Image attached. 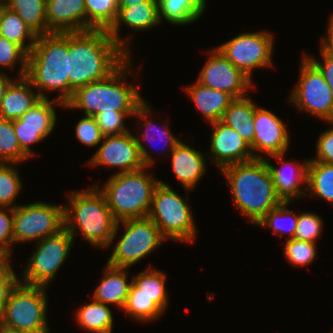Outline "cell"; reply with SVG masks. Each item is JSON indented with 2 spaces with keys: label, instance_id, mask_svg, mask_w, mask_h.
Instances as JSON below:
<instances>
[{
  "label": "cell",
  "instance_id": "cell-53",
  "mask_svg": "<svg viewBox=\"0 0 333 333\" xmlns=\"http://www.w3.org/2000/svg\"><path fill=\"white\" fill-rule=\"evenodd\" d=\"M9 0H0V6H6Z\"/></svg>",
  "mask_w": 333,
  "mask_h": 333
},
{
  "label": "cell",
  "instance_id": "cell-36",
  "mask_svg": "<svg viewBox=\"0 0 333 333\" xmlns=\"http://www.w3.org/2000/svg\"><path fill=\"white\" fill-rule=\"evenodd\" d=\"M289 202H282L278 207L267 213L256 225L263 228H271L274 234L282 236L287 234L289 239L294 238L298 215L294 211L288 210L286 207ZM287 222V225L285 224Z\"/></svg>",
  "mask_w": 333,
  "mask_h": 333
},
{
  "label": "cell",
  "instance_id": "cell-42",
  "mask_svg": "<svg viewBox=\"0 0 333 333\" xmlns=\"http://www.w3.org/2000/svg\"><path fill=\"white\" fill-rule=\"evenodd\" d=\"M323 219L314 213H302L298 215L295 239L316 243L322 232Z\"/></svg>",
  "mask_w": 333,
  "mask_h": 333
},
{
  "label": "cell",
  "instance_id": "cell-22",
  "mask_svg": "<svg viewBox=\"0 0 333 333\" xmlns=\"http://www.w3.org/2000/svg\"><path fill=\"white\" fill-rule=\"evenodd\" d=\"M171 155L176 178L187 192L193 190L206 171L204 155L182 141L171 151Z\"/></svg>",
  "mask_w": 333,
  "mask_h": 333
},
{
  "label": "cell",
  "instance_id": "cell-4",
  "mask_svg": "<svg viewBox=\"0 0 333 333\" xmlns=\"http://www.w3.org/2000/svg\"><path fill=\"white\" fill-rule=\"evenodd\" d=\"M25 77L41 98H47L46 91L58 90L60 95L56 100L63 105L69 101L68 33L37 36L28 54Z\"/></svg>",
  "mask_w": 333,
  "mask_h": 333
},
{
  "label": "cell",
  "instance_id": "cell-44",
  "mask_svg": "<svg viewBox=\"0 0 333 333\" xmlns=\"http://www.w3.org/2000/svg\"><path fill=\"white\" fill-rule=\"evenodd\" d=\"M8 209V210H7ZM14 208L0 207V246L12 252Z\"/></svg>",
  "mask_w": 333,
  "mask_h": 333
},
{
  "label": "cell",
  "instance_id": "cell-9",
  "mask_svg": "<svg viewBox=\"0 0 333 333\" xmlns=\"http://www.w3.org/2000/svg\"><path fill=\"white\" fill-rule=\"evenodd\" d=\"M124 233L107 261L113 267L129 268L149 255L166 240L158 226L147 216L118 221Z\"/></svg>",
  "mask_w": 333,
  "mask_h": 333
},
{
  "label": "cell",
  "instance_id": "cell-1",
  "mask_svg": "<svg viewBox=\"0 0 333 333\" xmlns=\"http://www.w3.org/2000/svg\"><path fill=\"white\" fill-rule=\"evenodd\" d=\"M129 57L107 30L68 32L69 100L76 89L109 77Z\"/></svg>",
  "mask_w": 333,
  "mask_h": 333
},
{
  "label": "cell",
  "instance_id": "cell-8",
  "mask_svg": "<svg viewBox=\"0 0 333 333\" xmlns=\"http://www.w3.org/2000/svg\"><path fill=\"white\" fill-rule=\"evenodd\" d=\"M148 217L166 240L192 243L196 239L197 230L189 205L162 180L154 189Z\"/></svg>",
  "mask_w": 333,
  "mask_h": 333
},
{
  "label": "cell",
  "instance_id": "cell-35",
  "mask_svg": "<svg viewBox=\"0 0 333 333\" xmlns=\"http://www.w3.org/2000/svg\"><path fill=\"white\" fill-rule=\"evenodd\" d=\"M87 30H109L118 15V0H84Z\"/></svg>",
  "mask_w": 333,
  "mask_h": 333
},
{
  "label": "cell",
  "instance_id": "cell-33",
  "mask_svg": "<svg viewBox=\"0 0 333 333\" xmlns=\"http://www.w3.org/2000/svg\"><path fill=\"white\" fill-rule=\"evenodd\" d=\"M146 101H144L136 111H114L113 112H100L94 117L96 119L97 125L99 126L103 136L121 135L129 132L128 128L125 126V118L127 116L141 117L143 120H148L150 109Z\"/></svg>",
  "mask_w": 333,
  "mask_h": 333
},
{
  "label": "cell",
  "instance_id": "cell-18",
  "mask_svg": "<svg viewBox=\"0 0 333 333\" xmlns=\"http://www.w3.org/2000/svg\"><path fill=\"white\" fill-rule=\"evenodd\" d=\"M210 124L212 125L210 158L220 170L231 164L254 159L251 147L233 128L221 120Z\"/></svg>",
  "mask_w": 333,
  "mask_h": 333
},
{
  "label": "cell",
  "instance_id": "cell-43",
  "mask_svg": "<svg viewBox=\"0 0 333 333\" xmlns=\"http://www.w3.org/2000/svg\"><path fill=\"white\" fill-rule=\"evenodd\" d=\"M75 131L76 138L88 147L97 146L102 142L103 135L93 116L85 115L81 118L75 127Z\"/></svg>",
  "mask_w": 333,
  "mask_h": 333
},
{
  "label": "cell",
  "instance_id": "cell-29",
  "mask_svg": "<svg viewBox=\"0 0 333 333\" xmlns=\"http://www.w3.org/2000/svg\"><path fill=\"white\" fill-rule=\"evenodd\" d=\"M77 324L92 333H112L113 315L109 306L93 300L76 313Z\"/></svg>",
  "mask_w": 333,
  "mask_h": 333
},
{
  "label": "cell",
  "instance_id": "cell-45",
  "mask_svg": "<svg viewBox=\"0 0 333 333\" xmlns=\"http://www.w3.org/2000/svg\"><path fill=\"white\" fill-rule=\"evenodd\" d=\"M329 130L321 133L317 141L316 158H311L313 161L333 164V122Z\"/></svg>",
  "mask_w": 333,
  "mask_h": 333
},
{
  "label": "cell",
  "instance_id": "cell-6",
  "mask_svg": "<svg viewBox=\"0 0 333 333\" xmlns=\"http://www.w3.org/2000/svg\"><path fill=\"white\" fill-rule=\"evenodd\" d=\"M147 168L116 172L99 189L117 221L148 216L153 192L160 180L148 174Z\"/></svg>",
  "mask_w": 333,
  "mask_h": 333
},
{
  "label": "cell",
  "instance_id": "cell-52",
  "mask_svg": "<svg viewBox=\"0 0 333 333\" xmlns=\"http://www.w3.org/2000/svg\"><path fill=\"white\" fill-rule=\"evenodd\" d=\"M0 333H21V332L9 330L7 328L0 326Z\"/></svg>",
  "mask_w": 333,
  "mask_h": 333
},
{
  "label": "cell",
  "instance_id": "cell-11",
  "mask_svg": "<svg viewBox=\"0 0 333 333\" xmlns=\"http://www.w3.org/2000/svg\"><path fill=\"white\" fill-rule=\"evenodd\" d=\"M72 235L64 228L59 233L37 242V247L23 273V284L47 286L54 279L58 269L70 254L74 242Z\"/></svg>",
  "mask_w": 333,
  "mask_h": 333
},
{
  "label": "cell",
  "instance_id": "cell-37",
  "mask_svg": "<svg viewBox=\"0 0 333 333\" xmlns=\"http://www.w3.org/2000/svg\"><path fill=\"white\" fill-rule=\"evenodd\" d=\"M29 157L21 150L13 121L0 118V163L19 164Z\"/></svg>",
  "mask_w": 333,
  "mask_h": 333
},
{
  "label": "cell",
  "instance_id": "cell-21",
  "mask_svg": "<svg viewBox=\"0 0 333 333\" xmlns=\"http://www.w3.org/2000/svg\"><path fill=\"white\" fill-rule=\"evenodd\" d=\"M121 24L137 31L157 26L160 24L158 0H148L141 4H130V7L118 9L116 21L108 30V33L130 55V42L126 38L122 40L119 36Z\"/></svg>",
  "mask_w": 333,
  "mask_h": 333
},
{
  "label": "cell",
  "instance_id": "cell-41",
  "mask_svg": "<svg viewBox=\"0 0 333 333\" xmlns=\"http://www.w3.org/2000/svg\"><path fill=\"white\" fill-rule=\"evenodd\" d=\"M28 54L17 44L0 36V67L15 68L16 62L20 61L18 77L26 75Z\"/></svg>",
  "mask_w": 333,
  "mask_h": 333
},
{
  "label": "cell",
  "instance_id": "cell-13",
  "mask_svg": "<svg viewBox=\"0 0 333 333\" xmlns=\"http://www.w3.org/2000/svg\"><path fill=\"white\" fill-rule=\"evenodd\" d=\"M273 35L269 32H246L216 48L252 80V70L272 65Z\"/></svg>",
  "mask_w": 333,
  "mask_h": 333
},
{
  "label": "cell",
  "instance_id": "cell-19",
  "mask_svg": "<svg viewBox=\"0 0 333 333\" xmlns=\"http://www.w3.org/2000/svg\"><path fill=\"white\" fill-rule=\"evenodd\" d=\"M47 34L87 30L84 0H46Z\"/></svg>",
  "mask_w": 333,
  "mask_h": 333
},
{
  "label": "cell",
  "instance_id": "cell-34",
  "mask_svg": "<svg viewBox=\"0 0 333 333\" xmlns=\"http://www.w3.org/2000/svg\"><path fill=\"white\" fill-rule=\"evenodd\" d=\"M122 310L138 321L151 322L159 319L164 311L152 300V298L138 293V288L132 283Z\"/></svg>",
  "mask_w": 333,
  "mask_h": 333
},
{
  "label": "cell",
  "instance_id": "cell-49",
  "mask_svg": "<svg viewBox=\"0 0 333 333\" xmlns=\"http://www.w3.org/2000/svg\"><path fill=\"white\" fill-rule=\"evenodd\" d=\"M2 73L0 72V104L4 97L5 91L9 87L10 83L13 81L12 78H9L7 74L5 75L4 72Z\"/></svg>",
  "mask_w": 333,
  "mask_h": 333
},
{
  "label": "cell",
  "instance_id": "cell-27",
  "mask_svg": "<svg viewBox=\"0 0 333 333\" xmlns=\"http://www.w3.org/2000/svg\"><path fill=\"white\" fill-rule=\"evenodd\" d=\"M206 0H158L159 20L174 25H187L203 14Z\"/></svg>",
  "mask_w": 333,
  "mask_h": 333
},
{
  "label": "cell",
  "instance_id": "cell-7",
  "mask_svg": "<svg viewBox=\"0 0 333 333\" xmlns=\"http://www.w3.org/2000/svg\"><path fill=\"white\" fill-rule=\"evenodd\" d=\"M46 288L18 282L5 303L0 326L21 333H49Z\"/></svg>",
  "mask_w": 333,
  "mask_h": 333
},
{
  "label": "cell",
  "instance_id": "cell-47",
  "mask_svg": "<svg viewBox=\"0 0 333 333\" xmlns=\"http://www.w3.org/2000/svg\"><path fill=\"white\" fill-rule=\"evenodd\" d=\"M320 53L322 55L323 63L317 59L312 58V56L307 55L306 57L318 68L322 73L324 80L330 87L333 93V57L326 55L321 49Z\"/></svg>",
  "mask_w": 333,
  "mask_h": 333
},
{
  "label": "cell",
  "instance_id": "cell-10",
  "mask_svg": "<svg viewBox=\"0 0 333 333\" xmlns=\"http://www.w3.org/2000/svg\"><path fill=\"white\" fill-rule=\"evenodd\" d=\"M64 229V205L34 202L14 208L13 239L38 242Z\"/></svg>",
  "mask_w": 333,
  "mask_h": 333
},
{
  "label": "cell",
  "instance_id": "cell-50",
  "mask_svg": "<svg viewBox=\"0 0 333 333\" xmlns=\"http://www.w3.org/2000/svg\"><path fill=\"white\" fill-rule=\"evenodd\" d=\"M9 257L10 254L3 247L0 246V271L4 270L9 264H11L9 262Z\"/></svg>",
  "mask_w": 333,
  "mask_h": 333
},
{
  "label": "cell",
  "instance_id": "cell-38",
  "mask_svg": "<svg viewBox=\"0 0 333 333\" xmlns=\"http://www.w3.org/2000/svg\"><path fill=\"white\" fill-rule=\"evenodd\" d=\"M14 163H0V207L15 208L14 201L22 189L21 178Z\"/></svg>",
  "mask_w": 333,
  "mask_h": 333
},
{
  "label": "cell",
  "instance_id": "cell-48",
  "mask_svg": "<svg viewBox=\"0 0 333 333\" xmlns=\"http://www.w3.org/2000/svg\"><path fill=\"white\" fill-rule=\"evenodd\" d=\"M328 35L321 38V50L328 56L333 57V16L330 17L328 24Z\"/></svg>",
  "mask_w": 333,
  "mask_h": 333
},
{
  "label": "cell",
  "instance_id": "cell-32",
  "mask_svg": "<svg viewBox=\"0 0 333 333\" xmlns=\"http://www.w3.org/2000/svg\"><path fill=\"white\" fill-rule=\"evenodd\" d=\"M166 275L160 270L147 268L132 279V283L138 288V293L150 298L165 312L168 305V293L165 287Z\"/></svg>",
  "mask_w": 333,
  "mask_h": 333
},
{
  "label": "cell",
  "instance_id": "cell-26",
  "mask_svg": "<svg viewBox=\"0 0 333 333\" xmlns=\"http://www.w3.org/2000/svg\"><path fill=\"white\" fill-rule=\"evenodd\" d=\"M257 105L247 97L234 99L225 110L222 122L233 128L251 146L255 128L253 118Z\"/></svg>",
  "mask_w": 333,
  "mask_h": 333
},
{
  "label": "cell",
  "instance_id": "cell-17",
  "mask_svg": "<svg viewBox=\"0 0 333 333\" xmlns=\"http://www.w3.org/2000/svg\"><path fill=\"white\" fill-rule=\"evenodd\" d=\"M253 123L255 134L253 144L250 147L254 158H263L260 155L261 152H266L272 156L288 151L290 135L285 122L283 123L277 115L268 109L257 106Z\"/></svg>",
  "mask_w": 333,
  "mask_h": 333
},
{
  "label": "cell",
  "instance_id": "cell-39",
  "mask_svg": "<svg viewBox=\"0 0 333 333\" xmlns=\"http://www.w3.org/2000/svg\"><path fill=\"white\" fill-rule=\"evenodd\" d=\"M143 126L146 127V130L144 131V133L141 135L142 138H138L136 137L137 139V143H138V147H139V151H140V156H141V159H142V162L145 166H151L153 165L155 162L154 158L152 157V155H150V152L147 150V148L145 147V145H143L141 139L143 140H146L149 139V136H150V139H152V137H154V132H151V135H150V131H155L156 129L157 130V136L159 137V139H166V143H167V146H169L168 148H163L161 151L162 154H164L163 152H165V150L167 149L168 151L170 150V152L177 146V144L181 141L180 139H178L177 137H175L171 131L168 129V127H164V130L161 131L160 128H158L157 126L158 125H154V122L152 120L149 119L148 122H144L143 123ZM157 127V128H156ZM155 139V138H153ZM157 139V138H156ZM155 139V140H156ZM165 149V150H164Z\"/></svg>",
  "mask_w": 333,
  "mask_h": 333
},
{
  "label": "cell",
  "instance_id": "cell-40",
  "mask_svg": "<svg viewBox=\"0 0 333 333\" xmlns=\"http://www.w3.org/2000/svg\"><path fill=\"white\" fill-rule=\"evenodd\" d=\"M316 243L295 238L288 239L284 248V254L289 263L305 266L312 263L316 256Z\"/></svg>",
  "mask_w": 333,
  "mask_h": 333
},
{
  "label": "cell",
  "instance_id": "cell-30",
  "mask_svg": "<svg viewBox=\"0 0 333 333\" xmlns=\"http://www.w3.org/2000/svg\"><path fill=\"white\" fill-rule=\"evenodd\" d=\"M305 188L310 194L333 204V164L309 160Z\"/></svg>",
  "mask_w": 333,
  "mask_h": 333
},
{
  "label": "cell",
  "instance_id": "cell-46",
  "mask_svg": "<svg viewBox=\"0 0 333 333\" xmlns=\"http://www.w3.org/2000/svg\"><path fill=\"white\" fill-rule=\"evenodd\" d=\"M19 278L9 264L4 270L0 271V320L3 315L4 306L8 300L11 290L19 282Z\"/></svg>",
  "mask_w": 333,
  "mask_h": 333
},
{
  "label": "cell",
  "instance_id": "cell-12",
  "mask_svg": "<svg viewBox=\"0 0 333 333\" xmlns=\"http://www.w3.org/2000/svg\"><path fill=\"white\" fill-rule=\"evenodd\" d=\"M299 81L290 96L293 103L301 111L309 112L329 123L333 122V93L322 73L306 57L302 58Z\"/></svg>",
  "mask_w": 333,
  "mask_h": 333
},
{
  "label": "cell",
  "instance_id": "cell-28",
  "mask_svg": "<svg viewBox=\"0 0 333 333\" xmlns=\"http://www.w3.org/2000/svg\"><path fill=\"white\" fill-rule=\"evenodd\" d=\"M0 36L19 45L27 54L35 45L37 35L26 25L17 13L3 6L0 12ZM25 40H30L28 44Z\"/></svg>",
  "mask_w": 333,
  "mask_h": 333
},
{
  "label": "cell",
  "instance_id": "cell-51",
  "mask_svg": "<svg viewBox=\"0 0 333 333\" xmlns=\"http://www.w3.org/2000/svg\"><path fill=\"white\" fill-rule=\"evenodd\" d=\"M148 0H118V8L130 7V4H141Z\"/></svg>",
  "mask_w": 333,
  "mask_h": 333
},
{
  "label": "cell",
  "instance_id": "cell-20",
  "mask_svg": "<svg viewBox=\"0 0 333 333\" xmlns=\"http://www.w3.org/2000/svg\"><path fill=\"white\" fill-rule=\"evenodd\" d=\"M284 154L286 153L270 156L282 161L280 168L272 166L268 157L265 160L271 172L277 196L282 202H291V200L299 198V196L302 197L308 194V192L303 190L304 188H301V184L307 186L309 159H305L303 160L304 163L299 164L283 160ZM288 169L290 170L288 171Z\"/></svg>",
  "mask_w": 333,
  "mask_h": 333
},
{
  "label": "cell",
  "instance_id": "cell-23",
  "mask_svg": "<svg viewBox=\"0 0 333 333\" xmlns=\"http://www.w3.org/2000/svg\"><path fill=\"white\" fill-rule=\"evenodd\" d=\"M33 85L25 77H17L10 83L0 104V118L16 120L29 111L42 98L33 92Z\"/></svg>",
  "mask_w": 333,
  "mask_h": 333
},
{
  "label": "cell",
  "instance_id": "cell-24",
  "mask_svg": "<svg viewBox=\"0 0 333 333\" xmlns=\"http://www.w3.org/2000/svg\"><path fill=\"white\" fill-rule=\"evenodd\" d=\"M128 268L113 267L106 263L103 277L97 286L93 300L105 305L114 304L118 308L124 307L132 280L128 283Z\"/></svg>",
  "mask_w": 333,
  "mask_h": 333
},
{
  "label": "cell",
  "instance_id": "cell-3",
  "mask_svg": "<svg viewBox=\"0 0 333 333\" xmlns=\"http://www.w3.org/2000/svg\"><path fill=\"white\" fill-rule=\"evenodd\" d=\"M64 205V228L75 237L77 228L83 238L96 247H108L119 231V223L107 205L98 184L89 189L68 193Z\"/></svg>",
  "mask_w": 333,
  "mask_h": 333
},
{
  "label": "cell",
  "instance_id": "cell-15",
  "mask_svg": "<svg viewBox=\"0 0 333 333\" xmlns=\"http://www.w3.org/2000/svg\"><path fill=\"white\" fill-rule=\"evenodd\" d=\"M53 105L63 104L56 98H42L19 119L13 120V127L21 150L30 158L34 156L31 146L43 141L56 126L57 114Z\"/></svg>",
  "mask_w": 333,
  "mask_h": 333
},
{
  "label": "cell",
  "instance_id": "cell-2",
  "mask_svg": "<svg viewBox=\"0 0 333 333\" xmlns=\"http://www.w3.org/2000/svg\"><path fill=\"white\" fill-rule=\"evenodd\" d=\"M221 171L226 176V185L231 188L234 204L252 224L256 225L282 203L264 158L231 164Z\"/></svg>",
  "mask_w": 333,
  "mask_h": 333
},
{
  "label": "cell",
  "instance_id": "cell-25",
  "mask_svg": "<svg viewBox=\"0 0 333 333\" xmlns=\"http://www.w3.org/2000/svg\"><path fill=\"white\" fill-rule=\"evenodd\" d=\"M185 91L209 123L222 120L225 110L234 100L230 94L201 85L198 81L185 87Z\"/></svg>",
  "mask_w": 333,
  "mask_h": 333
},
{
  "label": "cell",
  "instance_id": "cell-14",
  "mask_svg": "<svg viewBox=\"0 0 333 333\" xmlns=\"http://www.w3.org/2000/svg\"><path fill=\"white\" fill-rule=\"evenodd\" d=\"M197 81L211 89L221 90L234 99L248 97L252 80L235 67L216 47L209 53ZM246 95V96H245Z\"/></svg>",
  "mask_w": 333,
  "mask_h": 333
},
{
  "label": "cell",
  "instance_id": "cell-31",
  "mask_svg": "<svg viewBox=\"0 0 333 333\" xmlns=\"http://www.w3.org/2000/svg\"><path fill=\"white\" fill-rule=\"evenodd\" d=\"M6 6L37 36L47 34L46 0H9Z\"/></svg>",
  "mask_w": 333,
  "mask_h": 333
},
{
  "label": "cell",
  "instance_id": "cell-5",
  "mask_svg": "<svg viewBox=\"0 0 333 333\" xmlns=\"http://www.w3.org/2000/svg\"><path fill=\"white\" fill-rule=\"evenodd\" d=\"M130 60L129 57L109 77L76 89L63 107L83 109L84 115L93 117L103 111H136L144 99L136 89L137 86L127 85L124 80L132 72Z\"/></svg>",
  "mask_w": 333,
  "mask_h": 333
},
{
  "label": "cell",
  "instance_id": "cell-16",
  "mask_svg": "<svg viewBox=\"0 0 333 333\" xmlns=\"http://www.w3.org/2000/svg\"><path fill=\"white\" fill-rule=\"evenodd\" d=\"M102 141L103 143L92 156L88 165L119 168L121 173L145 167L140 156L137 139L131 132L103 136Z\"/></svg>",
  "mask_w": 333,
  "mask_h": 333
}]
</instances>
